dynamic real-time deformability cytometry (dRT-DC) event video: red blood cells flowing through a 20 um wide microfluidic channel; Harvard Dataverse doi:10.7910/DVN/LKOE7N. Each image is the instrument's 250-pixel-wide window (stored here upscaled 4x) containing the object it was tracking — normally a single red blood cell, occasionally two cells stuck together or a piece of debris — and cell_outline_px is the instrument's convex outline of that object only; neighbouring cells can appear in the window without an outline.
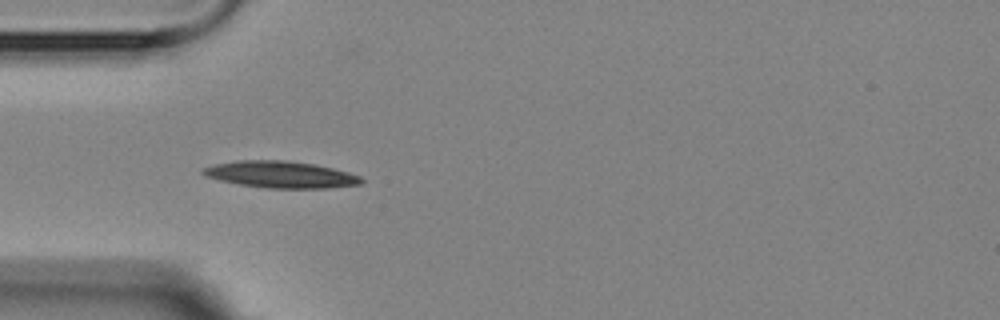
{"species": "Egyptian fruit bat (a non-hibernating species)", "species_latin": "Rousettus aegyptiacus", "temperature_condition": "room temperature", "stored_images_in_passage": 2, "camera_frame_rate_fps": 3000, "um_per_image_px": 0.085, "animal": {"sex": "female"}, "frame": {"image": 1, "passage_image": 1, "time_ms": 0.0, "image_size_px": [1000, 320], "cell_outline_px": [[364, 184], [328, 188], [268, 188], [240, 184], [220, 180], [204, 176], [200, 172], [204, 168], [216, 164], [236, 160], [284, 160], [312, 164], [332, 168], [348, 172], [360, 176], [364, 180]], "centroid_in_image_um": [23.88, 14.84], "position_along_channel_um": 61.1, "area_um2": 24.57}}
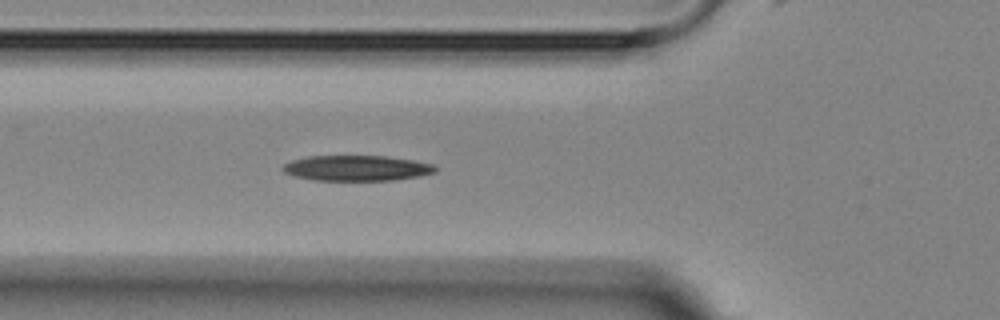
{"frame": {"image": 2, "passage_image": 2, "time_ms": 1.0, "image_size_px": [1000, 320], "cell_outline_px": [[436, 172], [420, 176], [392, 180], [312, 180], [296, 176], [284, 172], [280, 168], [284, 164], [292, 160], [308, 156], [388, 156], [412, 160], [432, 164], [436, 168]], "centroid_in_image_um": [30.3, 14.29], "position_along_channel_um": 95.5, "area_um2": 22.54}}